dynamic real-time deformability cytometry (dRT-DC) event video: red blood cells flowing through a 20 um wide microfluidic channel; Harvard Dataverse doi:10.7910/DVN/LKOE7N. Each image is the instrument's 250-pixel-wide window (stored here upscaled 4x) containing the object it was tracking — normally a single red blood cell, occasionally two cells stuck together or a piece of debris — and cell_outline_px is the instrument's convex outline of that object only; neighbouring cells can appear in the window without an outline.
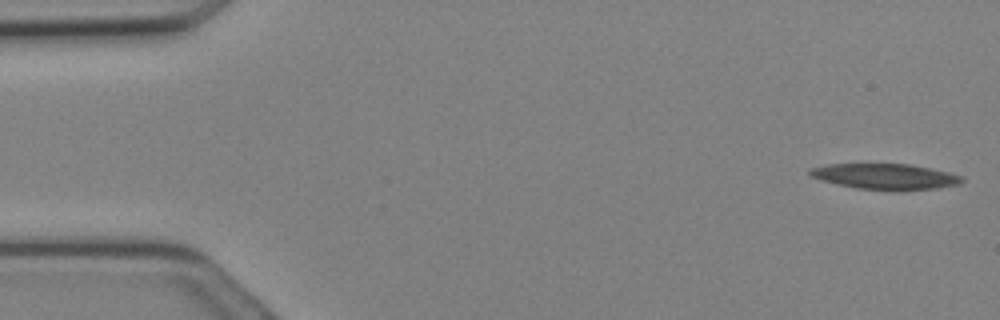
{"species": "Egyptian fruit bat (a non-hibernating species)", "species_latin": "Rousettus aegyptiacus", "temperature_condition": "cold", "stored_images_in_passage": 18, "camera_frame_rate_fps": 3000, "um_per_image_px": 0.085, "animal": {"sex": "female"}, "frame": {"image": 1, "passage_image": 1, "time_ms": 0.0, "image_size_px": [1000, 320], "cell_outline_px": [[964, 180], [960, 184], [936, 188], [900, 192], [892, 192], [856, 188], [820, 180], [812, 176], [808, 172], [808, 168], [828, 164], [908, 164], [948, 172], [964, 176]], "centroid_in_image_um": [75.26, 15.03], "position_along_channel_um": 9.7, "area_um2": 23.18}}
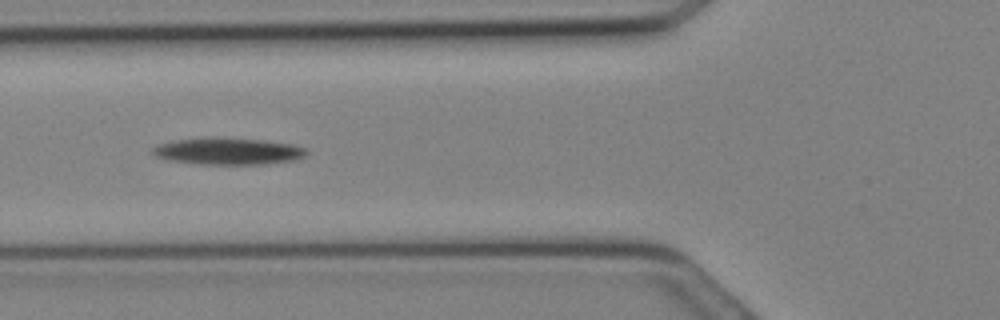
{"frame": {"image": 2, "passage_image": 11, "time_ms": 3.333, "image_size_px": [1000, 320], "cell_outline_px": [[308, 152], [304, 156], [296, 160], [264, 164], [196, 164], [168, 160], [156, 156], [152, 152], [152, 148], [156, 144], [176, 140], [208, 136], [216, 136], [264, 140], [292, 144], [308, 148]], "centroid_in_image_um": [19.38, 12.84], "position_along_channel_um": 106.4, "area_um2": 24.57}}
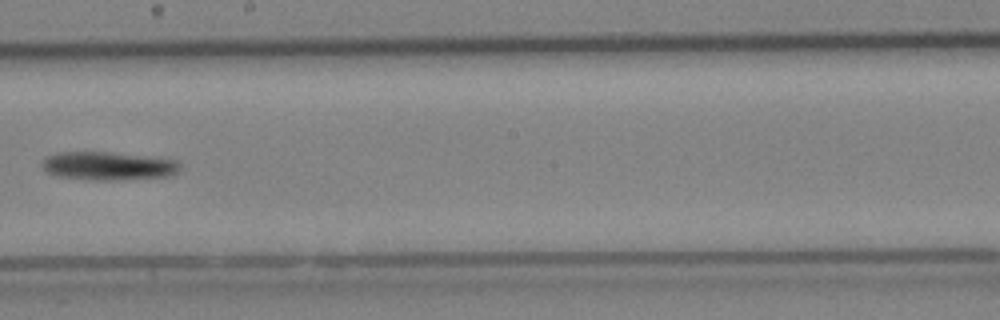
{"frame": {"image": 3, "passage_image": 17, "time_ms": 5.333, "image_size_px": [1000, 320], "cell_outline_px": [[180, 168], [176, 172], [168, 176], [112, 180], [96, 180], [60, 176], [44, 172], [40, 164], [48, 156], [56, 152], [108, 152], [176, 160], [180, 164]], "centroid_in_image_um": [9.14, 14.1], "position_along_channel_um": 239.1, "area_um2": 22.48}}